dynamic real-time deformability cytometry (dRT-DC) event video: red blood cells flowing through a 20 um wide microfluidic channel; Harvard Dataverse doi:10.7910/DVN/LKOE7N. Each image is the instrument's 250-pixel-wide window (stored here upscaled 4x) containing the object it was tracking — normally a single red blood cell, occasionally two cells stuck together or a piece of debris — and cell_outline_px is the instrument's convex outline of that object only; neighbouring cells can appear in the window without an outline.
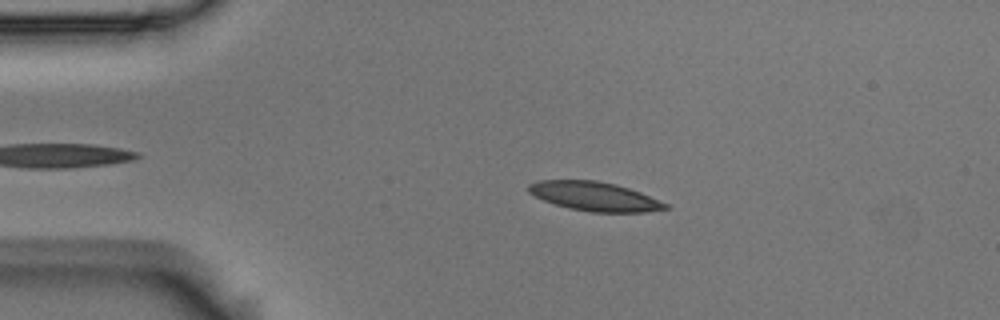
{"species": "Egyptian fruit bat (a non-hibernating species)", "species_latin": "Rousettus aegyptiacus", "temperature_condition": "room temperature", "stored_images_in_passage": 43, "camera_frame_rate_fps": 3000, "um_per_image_px": 0.085, "animal": {"sex": "male"}, "frame": {"image": 1, "passage_image": 10, "time_ms": 3.0, "image_size_px": [1000, 320], "cell_outline_px": [[668, 208], [644, 212], [592, 212], [568, 208], [544, 200], [528, 192], [528, 184], [536, 180], [596, 180], [616, 184], [640, 192], [668, 204]], "centroid_in_image_um": [50.51, 16.68], "position_along_channel_um": 34.5, "area_um2": 23.0}}
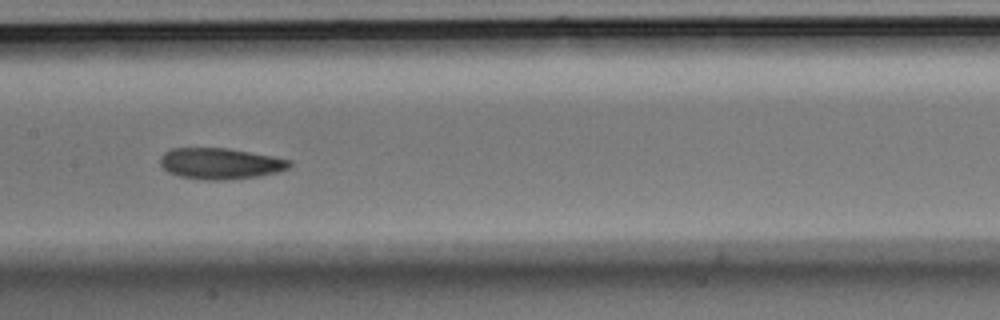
{"frame": {"image": 2, "passage_image": 26, "time_ms": 8.333, "image_size_px": [1000, 320], "cell_outline_px": [[292, 164], [288, 168], [276, 172], [256, 176], [220, 180], [204, 180], [180, 176], [168, 172], [160, 164], [160, 156], [164, 152], [172, 148], [228, 148], [272, 156], [292, 160]], "centroid_in_image_um": [18.7, 13.89], "position_along_channel_um": 188.7, "area_um2": 23.29}}
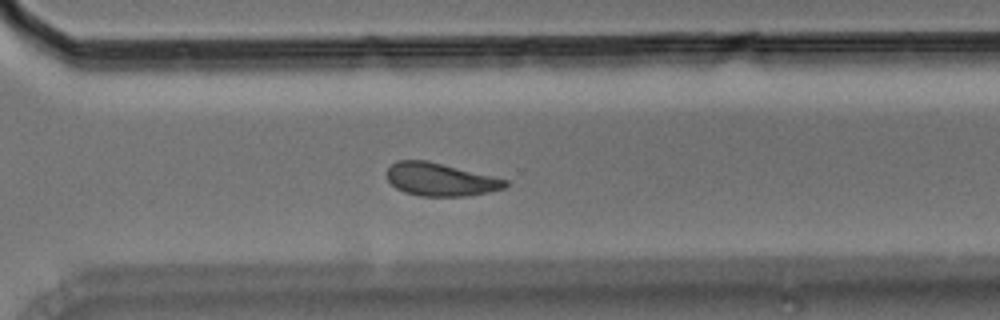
{"frame": {"image": 3, "passage_image": 38, "time_ms": 12.333, "image_size_px": [1000, 320], "cell_outline_px": [[508, 184], [504, 188], [488, 192], [464, 196], [420, 196], [404, 192], [396, 188], [388, 180], [388, 168], [396, 160], [424, 160], [492, 176], [508, 180]], "centroid_in_image_um": [37.41, 15.26], "position_along_channel_um": 333.2, "area_um2": 22.37}, "authors_computed_cell_mechanics": {"area_um2": 23.3512, "velocity_mm_per_s": 3.6217, "shape_relaxation_time_tau1_ms": 4.5814, "shape_relaxation_time_tau2_ms": 5.3259, "deformation_change_tau1": 0.1176, "deformation_change_tau2": 0.111}}